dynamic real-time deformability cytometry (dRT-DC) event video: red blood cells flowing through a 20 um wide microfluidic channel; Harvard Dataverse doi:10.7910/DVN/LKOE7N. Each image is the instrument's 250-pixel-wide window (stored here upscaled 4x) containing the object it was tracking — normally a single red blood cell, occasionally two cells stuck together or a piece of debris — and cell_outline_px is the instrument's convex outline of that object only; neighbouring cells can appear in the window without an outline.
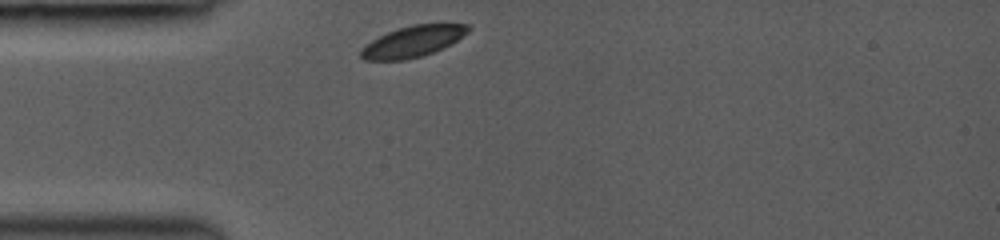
{"species": "common noctule bat (a hibernating species)", "species_latin": "Nyctalus noctula", "temperature_condition": "room temperature", "stored_images_in_passage": 16, "camera_frame_rate_fps": 3000, "um_per_image_px": 0.085, "animal": {"sex": "female", "body_mass_g": 19.0, "forearm_length_mm": 53.3}, "frame": {"image": 1, "passage_image": 1, "time_ms": 0.0, "image_size_px": [1000, 240], "cell_outline_px": [[472, 28], [468, 32], [456, 40], [432, 52], [420, 56], [404, 60], [364, 60], [360, 56], [360, 48], [364, 44], [388, 32], [412, 24], [472, 24]], "centroid_in_image_um": [35.06, 3.52], "position_along_channel_um": 49.9, "area_um2": 19.19}}
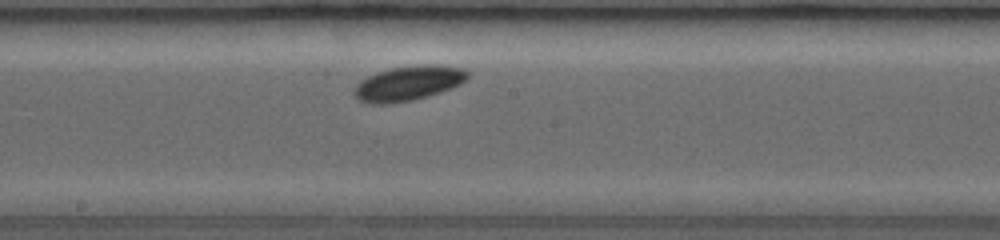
{"frame": {"image": 2, "passage_image": 8, "time_ms": 4.333, "image_size_px": [1000, 240], "cell_outline_px": [[472, 72], [468, 80], [452, 88], [428, 96], [412, 100], [388, 104], [372, 104], [360, 100], [352, 92], [356, 84], [360, 80], [376, 72], [392, 68], [424, 64], [436, 64], [464, 68]], "centroid_in_image_um": [34.76, 7.06], "position_along_channel_um": 213.4, "area_um2": 23.29}}
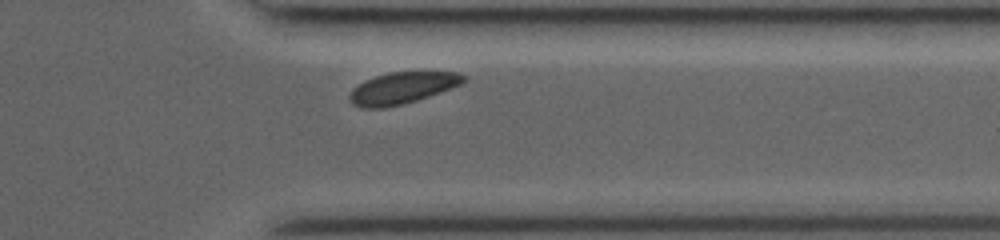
{"frame": {"image": 3, "passage_image": 15, "time_ms": 8.333, "image_size_px": [1000, 240], "cell_outline_px": [[468, 80], [460, 84], [440, 92], [404, 104], [384, 108], [364, 108], [352, 104], [348, 96], [352, 88], [364, 80], [388, 72], [460, 72], [468, 76]], "centroid_in_image_um": [34.18, 7.47], "position_along_channel_um": 377.2, "area_um2": 21.1}}